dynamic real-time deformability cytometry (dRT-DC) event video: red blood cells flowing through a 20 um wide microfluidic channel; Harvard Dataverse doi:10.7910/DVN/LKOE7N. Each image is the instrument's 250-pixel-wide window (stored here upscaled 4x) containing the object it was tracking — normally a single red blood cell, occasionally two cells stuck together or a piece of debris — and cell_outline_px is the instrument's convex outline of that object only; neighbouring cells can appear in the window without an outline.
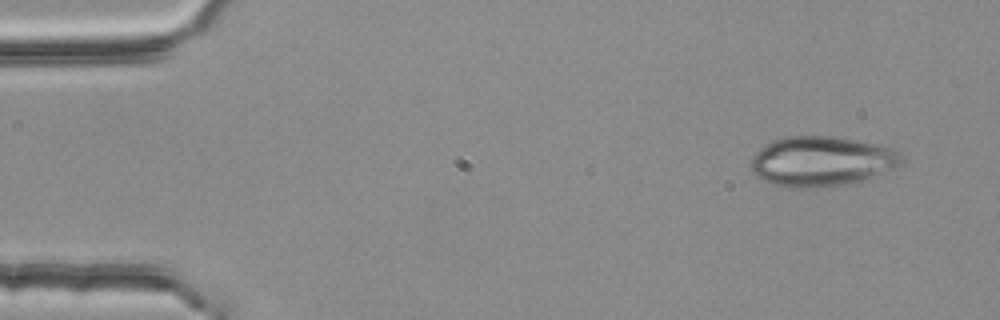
{"species": "common noctule bat (a hibernating species)", "species_latin": "Nyctalus noctula", "temperature_condition": "room temperature", "stored_images_in_passage": 3, "camera_frame_rate_fps": 3000, "um_per_image_px": 0.085, "animal": {"sex": "female", "body_mass_g": 25.1}, "frame": {"image": 1, "passage_image": 1, "time_ms": 0.0, "image_size_px": [1000, 320], "cell_outline_px": [[904, 160], [896, 168], [860, 180], [844, 184], [812, 188], [788, 188], [772, 184], [760, 180], [752, 172], [748, 164], [752, 156], [760, 148], [772, 140], [784, 136], [828, 136], [856, 140], [880, 144], [900, 152]], "centroid_in_image_um": [69.77, 13.71], "position_along_channel_um": 15.2, "area_um2": 44.16}}